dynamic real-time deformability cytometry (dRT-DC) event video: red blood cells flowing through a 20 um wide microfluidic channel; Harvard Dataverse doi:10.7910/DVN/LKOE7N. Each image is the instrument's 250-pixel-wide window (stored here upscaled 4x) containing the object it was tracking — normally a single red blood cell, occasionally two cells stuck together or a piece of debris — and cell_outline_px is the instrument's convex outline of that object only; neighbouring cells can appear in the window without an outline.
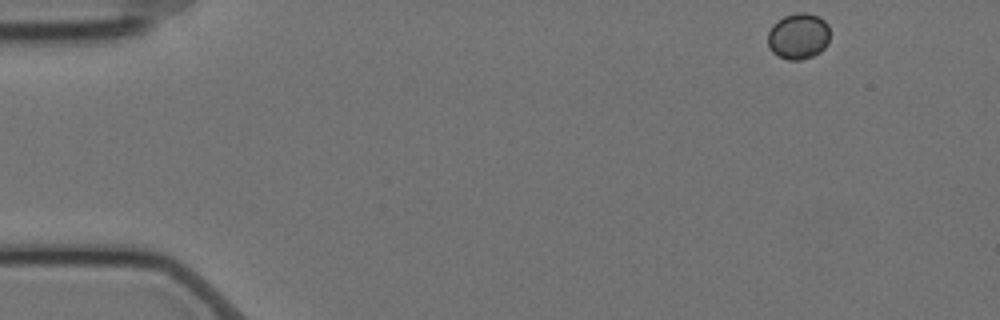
{"species": "Egyptian fruit bat (a non-hibernating species)", "species_latin": "Rousettus aegyptiacus", "temperature_condition": "cold", "stored_images_in_passage": 54, "camera_frame_rate_fps": 3000, "um_per_image_px": 0.085, "animal": {"sex": "female"}, "frame": {"image": 1, "passage_image": 1, "time_ms": 0.0, "image_size_px": [1000, 320], "cell_outline_px": [[828, 44], [820, 52], [812, 56], [800, 60], [788, 60], [772, 52], [768, 48], [768, 32], [772, 24], [776, 20], [784, 16], [800, 12], [808, 12], [820, 16], [828, 24]], "centroid_in_image_um": [67.85, 3.06], "position_along_channel_um": 17.1, "area_um2": 16.88}}
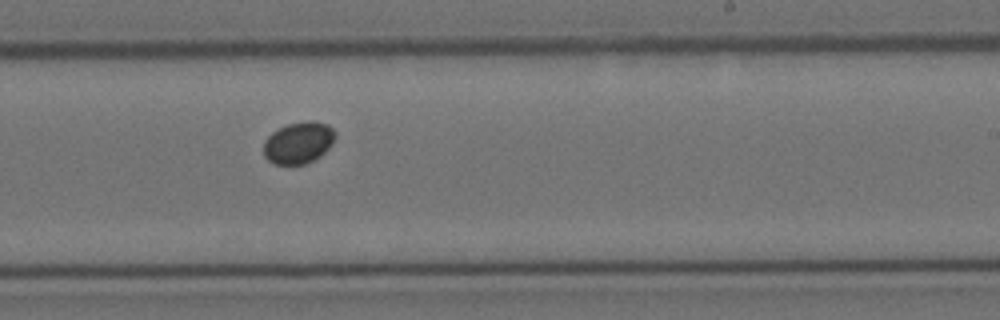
{"frame": {"image": 2, "passage_image": 31, "time_ms": 10.0, "image_size_px": [1000, 320], "cell_outline_px": [[336, 136], [332, 144], [320, 156], [304, 164], [276, 164], [268, 160], [264, 156], [264, 140], [272, 132], [288, 124], [308, 120], [312, 120], [328, 124], [336, 132]], "centroid_in_image_um": [25.39, 12.11], "position_along_channel_um": 263.6, "area_um2": 17.4}}
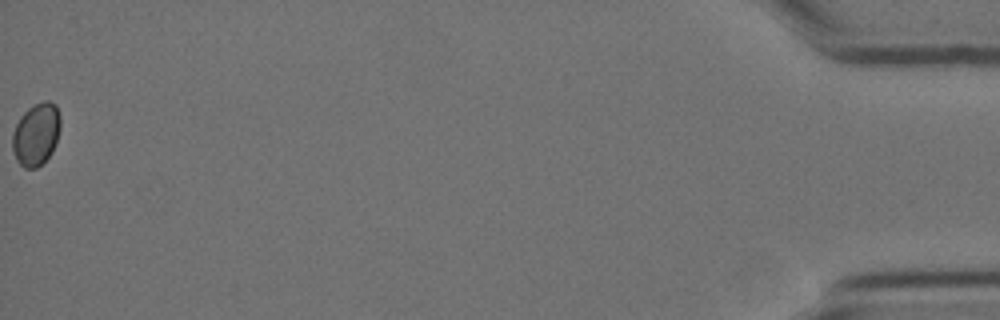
{"frame": {"image": 3, "passage_image": 54, "time_ms": 17.667, "image_size_px": [1000, 320], "cell_outline_px": [[60, 128], [56, 144], [52, 152], [36, 168], [24, 168], [16, 160], [12, 152], [12, 132], [20, 116], [28, 108], [44, 100], [48, 100], [56, 104], [60, 116]], "centroid_in_image_um": [3.06, 11.4], "position_along_channel_um": 432.1, "area_um2": 17.63}}